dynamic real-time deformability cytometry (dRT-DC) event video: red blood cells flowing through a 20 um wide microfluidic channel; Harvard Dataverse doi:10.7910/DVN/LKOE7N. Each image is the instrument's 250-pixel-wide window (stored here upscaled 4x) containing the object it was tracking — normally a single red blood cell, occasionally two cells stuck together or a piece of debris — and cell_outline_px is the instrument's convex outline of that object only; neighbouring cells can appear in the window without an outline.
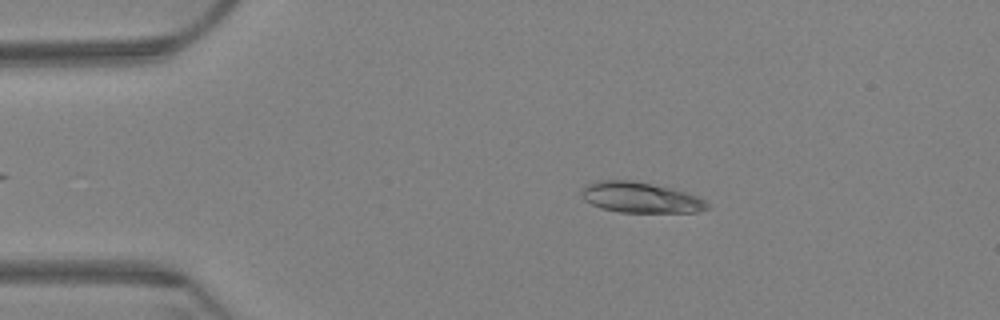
{"species": "Egyptian fruit bat (a non-hibernating species)", "species_latin": "Rousettus aegyptiacus", "temperature_condition": "warm", "stored_images_in_passage": 63, "camera_frame_rate_fps": 3000, "um_per_image_px": 0.085, "animal": {"sex": "female"}, "frame": {"image": 1, "passage_image": 12, "time_ms": 3.667, "image_size_px": [1000, 320], "cell_outline_px": [[708, 208], [696, 212], [620, 212], [600, 208], [584, 200], [584, 188], [588, 184], [596, 180], [632, 180], [672, 188], [696, 196], [704, 200], [708, 204]], "centroid_in_image_um": [54.44, 16.79], "position_along_channel_um": 30.6, "area_um2": 22.08}}
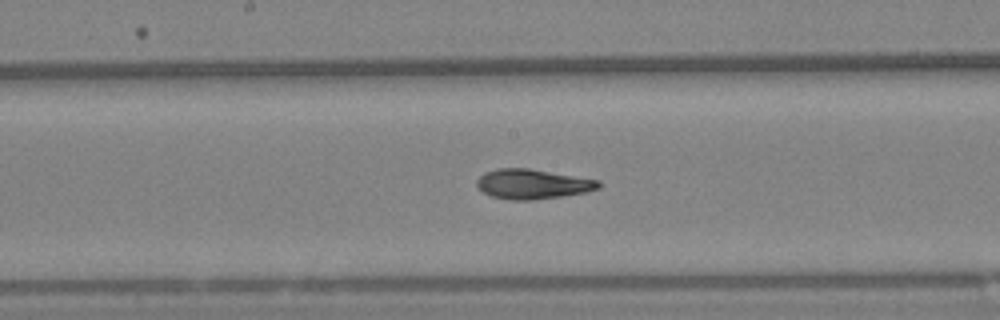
{"frame": {"image": 2, "passage_image": 33, "time_ms": 10.667, "image_size_px": [1000, 320], "cell_outline_px": [[600, 188], [588, 192], [564, 196], [532, 200], [512, 200], [492, 196], [484, 192], [476, 184], [476, 180], [484, 172], [500, 168], [528, 168], [600, 180]], "centroid_in_image_um": [45.3, 15.64], "position_along_channel_um": 202.9, "area_um2": 21.15}}
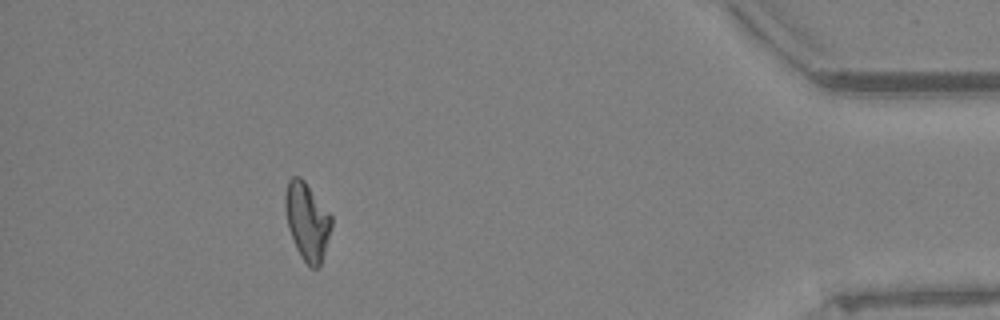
{"frame": {"image": 3, "passage_image": 57, "time_ms": 18.667, "image_size_px": [1000, 320], "cell_outline_px": [[332, 224], [324, 252], [320, 264], [316, 268], [312, 268], [300, 256], [296, 248], [288, 228], [284, 208], [284, 196], [288, 180], [292, 176], [300, 176], [304, 180], [332, 216]], "centroid_in_image_um": [26.08, 18.77], "position_along_channel_um": 409.1, "area_um2": 20.75}, "authors_computed_cell_mechanics": {"area_um2": 21.097, "velocity_mm_per_s": 3.2469, "shape_relaxation_time_tau1_ms": 10.8508, "shape_relaxation_time_tau2_ms": 3.8754, "deformation_change_tau1": 0.2492, "deformation_change_tau2": 0.073}}